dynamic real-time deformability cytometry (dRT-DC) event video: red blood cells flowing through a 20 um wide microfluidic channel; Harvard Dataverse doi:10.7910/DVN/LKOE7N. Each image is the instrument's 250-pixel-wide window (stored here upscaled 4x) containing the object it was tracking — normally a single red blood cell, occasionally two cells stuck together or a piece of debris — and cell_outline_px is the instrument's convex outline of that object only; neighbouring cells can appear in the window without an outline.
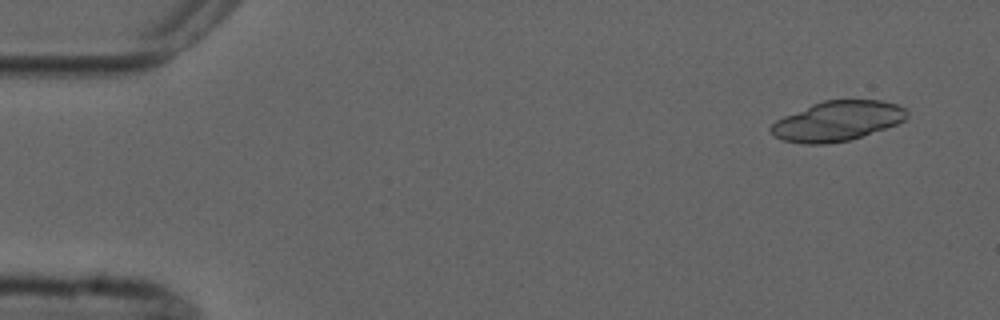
{"species": "common noctule bat (a hibernating species)", "species_latin": "Nyctalus noctula", "temperature_condition": "cold", "stored_images_in_passage": 3, "camera_frame_rate_fps": 3000, "um_per_image_px": 0.085, "animal": {"sex": "male", "forearm_length_mm": 52.5}, "frame": {"image": 1, "passage_image": 1, "time_ms": 0.0, "image_size_px": [1000, 320], "cell_outline_px": [[908, 116], [904, 120], [896, 124], [848, 140], [824, 144], [804, 144], [784, 140], [772, 136], [768, 128], [776, 120], [784, 116], [812, 104], [824, 100], [884, 100], [896, 104], [904, 108], [908, 112]], "centroid_in_image_um": [71.14, 10.28], "position_along_channel_um": 13.9, "area_um2": 31.39}}